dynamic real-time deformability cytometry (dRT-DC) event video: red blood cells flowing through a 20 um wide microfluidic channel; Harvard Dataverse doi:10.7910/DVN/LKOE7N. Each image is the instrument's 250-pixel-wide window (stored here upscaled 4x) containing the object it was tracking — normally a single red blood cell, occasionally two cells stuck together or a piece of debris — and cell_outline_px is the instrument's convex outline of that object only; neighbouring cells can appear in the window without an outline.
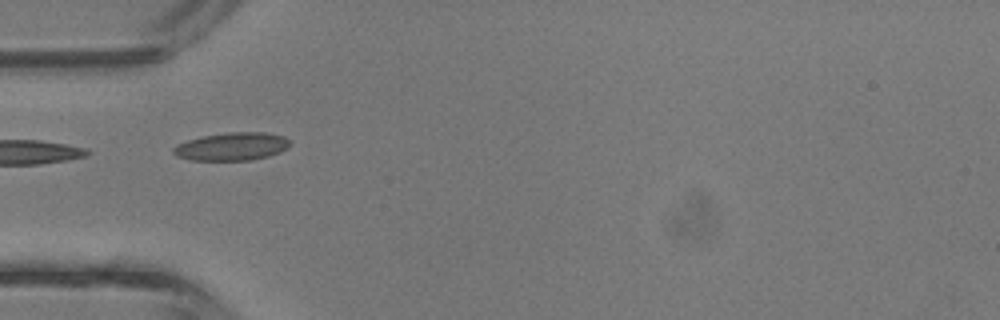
{"species": "common noctule bat (a hibernating species)", "species_latin": "Nyctalus noctula", "temperature_condition": "room temperature", "stored_images_in_passage": 3, "camera_frame_rate_fps": 3000, "um_per_image_px": 0.085, "animal": {"sex": "male", "body_mass_g": 13.3}, "frame": {"image": 1, "passage_image": 2, "time_ms": 0.333, "image_size_px": [1000, 320], "cell_outline_px": [[292, 144], [288, 148], [280, 152], [268, 156], [252, 160], [192, 160], [176, 156], [172, 152], [172, 148], [176, 144], [200, 136], [228, 132], [264, 132], [284, 136], [292, 140]], "centroid_in_image_um": [19.73, 12.44], "position_along_channel_um": 65.3, "area_um2": 19.31}}
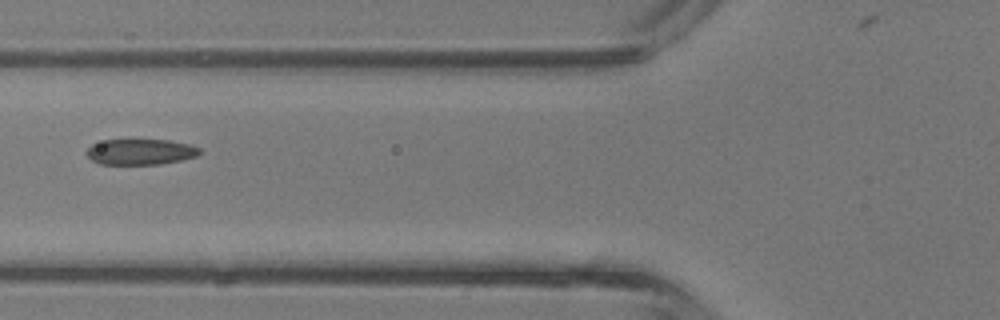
{"frame": {"image": 2, "passage_image": 3, "time_ms": 0.667, "image_size_px": [1000, 320], "cell_outline_px": [[200, 152], [196, 156], [180, 160], [160, 164], [100, 164], [92, 160], [84, 152], [92, 144], [104, 140], [128, 136], [132, 136], [168, 140], [188, 144], [200, 148]], "centroid_in_image_um": [11.88, 12.84], "position_along_channel_um": 113.9, "area_um2": 17.8}}